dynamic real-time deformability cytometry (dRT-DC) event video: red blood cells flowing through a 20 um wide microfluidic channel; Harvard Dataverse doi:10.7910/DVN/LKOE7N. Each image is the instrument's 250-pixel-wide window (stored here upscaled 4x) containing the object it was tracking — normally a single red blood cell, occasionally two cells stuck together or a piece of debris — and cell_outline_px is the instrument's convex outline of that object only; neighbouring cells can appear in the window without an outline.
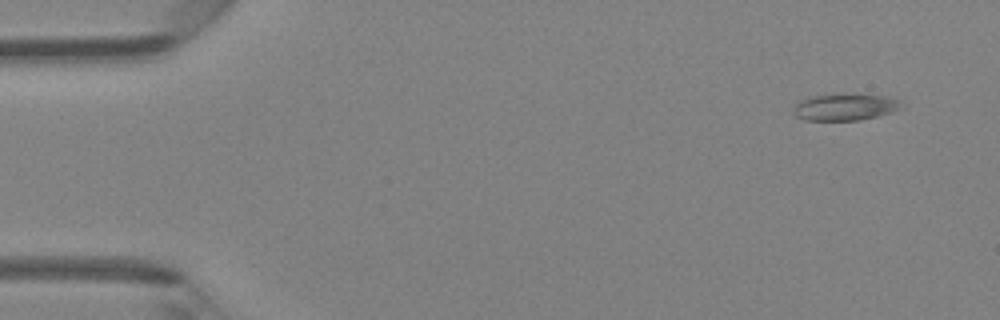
{"species": "Egyptian fruit bat (a non-hibernating species)", "species_latin": "Rousettus aegyptiacus", "temperature_condition": "room temperature", "stored_images_in_passage": 5, "camera_frame_rate_fps": 3000, "um_per_image_px": 0.085, "animal": {"sex": "female"}, "frame": {"image": 1, "passage_image": 1, "time_ms": 0.0, "image_size_px": [1000, 320], "cell_outline_px": [[904, 108], [892, 112], [860, 120], [804, 120], [796, 116], [792, 112], [792, 108], [796, 100], [812, 96], [832, 92], [852, 92], [888, 96], [900, 100]], "centroid_in_image_um": [71.8, 9.04], "position_along_channel_um": 13.2, "area_um2": 17.86}}